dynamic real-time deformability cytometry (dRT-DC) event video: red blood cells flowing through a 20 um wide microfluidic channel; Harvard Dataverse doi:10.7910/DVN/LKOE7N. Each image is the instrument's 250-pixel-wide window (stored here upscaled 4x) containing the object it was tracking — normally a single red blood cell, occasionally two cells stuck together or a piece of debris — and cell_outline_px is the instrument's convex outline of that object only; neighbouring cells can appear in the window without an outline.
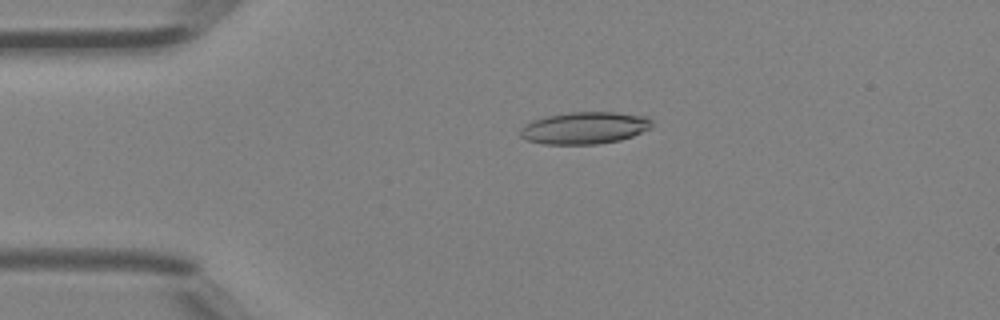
{"species": "Egyptian fruit bat (a non-hibernating species)", "species_latin": "Rousettus aegyptiacus", "temperature_condition": "room temperature", "stored_images_in_passage": 45, "camera_frame_rate_fps": 3000, "um_per_image_px": 0.085, "animal": {"sex": "female"}, "frame": {"image": 1, "passage_image": 10, "time_ms": 3.0, "image_size_px": [1000, 320], "cell_outline_px": [[652, 128], [632, 136], [620, 140], [596, 144], [544, 144], [528, 140], [520, 136], [520, 128], [524, 124], [532, 120], [548, 116], [568, 112], [616, 112], [648, 116], [652, 120]], "centroid_in_image_um": [49.71, 10.86], "position_along_channel_um": 35.3, "area_um2": 24.74}}
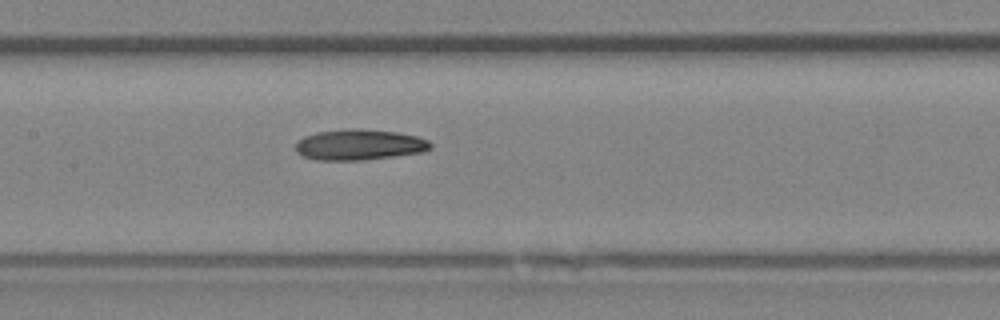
{"frame": {"image": 2, "passage_image": 22, "time_ms": 7.0, "image_size_px": [1000, 320], "cell_outline_px": [[432, 148], [424, 152], [364, 160], [316, 160], [304, 156], [296, 152], [296, 140], [304, 136], [316, 132], [348, 128], [360, 128], [396, 132], [416, 136], [428, 140], [432, 144]], "centroid_in_image_um": [30.53, 12.29], "position_along_channel_um": 176.9, "area_um2": 24.39}}
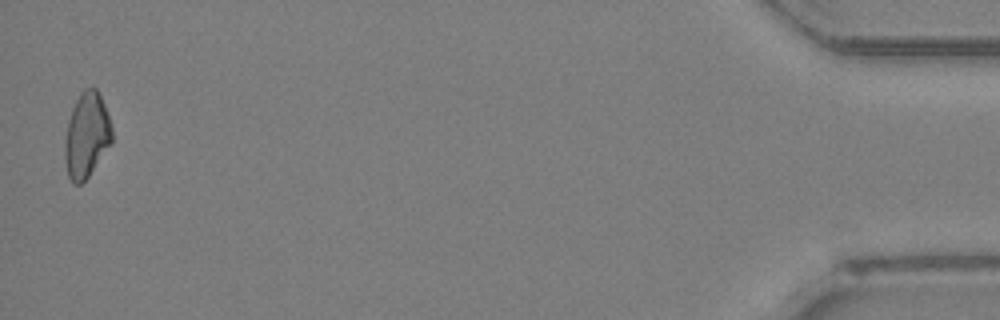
{"frame": {"image": 3, "passage_image": 45, "time_ms": 14.667, "image_size_px": [1000, 320], "cell_outline_px": [[112, 144], [88, 176], [80, 184], [72, 184], [68, 176], [64, 156], [64, 140], [68, 120], [72, 108], [80, 92], [84, 88], [96, 88], [104, 104], [112, 128]], "centroid_in_image_um": [7.35, 11.51], "position_along_channel_um": 427.9, "area_um2": 23.47}}